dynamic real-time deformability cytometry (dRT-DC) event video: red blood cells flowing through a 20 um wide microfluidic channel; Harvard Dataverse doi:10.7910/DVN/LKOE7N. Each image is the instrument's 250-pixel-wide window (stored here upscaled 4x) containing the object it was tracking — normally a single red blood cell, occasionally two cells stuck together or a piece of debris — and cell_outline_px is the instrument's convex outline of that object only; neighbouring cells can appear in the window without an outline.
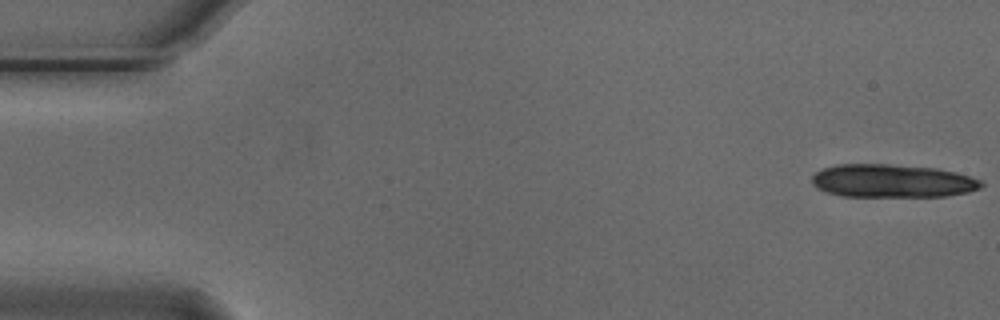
{"species": "Egyptian fruit bat (a non-hibernating species)", "species_latin": "Rousettus aegyptiacus", "temperature_condition": "cold", "stored_images_in_passage": 12, "camera_frame_rate_fps": 3000, "um_per_image_px": 0.085, "animal": {"sex": "male"}, "frame": {"image": 1, "passage_image": 1, "time_ms": 0.0, "image_size_px": [1000, 320], "cell_outline_px": [[984, 184], [980, 188], [968, 192], [948, 196], [840, 196], [816, 188], [812, 184], [812, 176], [816, 172], [824, 168], [836, 164], [888, 164], [936, 168], [956, 172], [980, 180]], "centroid_in_image_um": [75.83, 15.38], "position_along_channel_um": 9.2, "area_um2": 32.71}}